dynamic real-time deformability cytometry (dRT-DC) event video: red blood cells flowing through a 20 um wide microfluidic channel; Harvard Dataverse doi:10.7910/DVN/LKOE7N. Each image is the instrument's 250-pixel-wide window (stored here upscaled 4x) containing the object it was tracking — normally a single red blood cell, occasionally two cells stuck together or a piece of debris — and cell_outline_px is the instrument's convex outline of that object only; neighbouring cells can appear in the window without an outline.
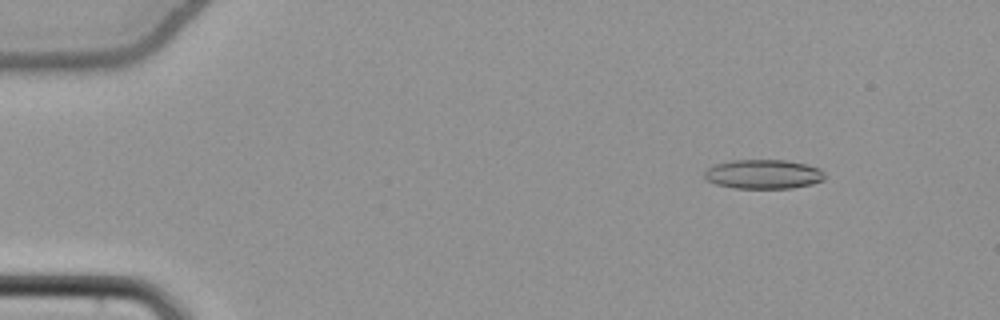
{"species": "common noctule bat (a hibernating species)", "species_latin": "Nyctalus noctula", "temperature_condition": "cold", "stored_images_in_passage": 17, "camera_frame_rate_fps": 3000, "um_per_image_px": 0.085, "animal": {"sex": "female", "body_mass_g": 22.7, "forearm_length_mm": 54.2}, "frame": {"image": 1, "passage_image": 8, "time_ms": 2.333, "image_size_px": [1000, 320], "cell_outline_px": [[824, 180], [812, 184], [792, 188], [732, 188], [716, 184], [708, 180], [704, 176], [704, 172], [708, 168], [716, 164], [732, 160], [788, 160], [820, 168], [824, 172]], "centroid_in_image_um": [64.9, 14.81], "position_along_channel_um": 20.1, "area_um2": 20.52}}